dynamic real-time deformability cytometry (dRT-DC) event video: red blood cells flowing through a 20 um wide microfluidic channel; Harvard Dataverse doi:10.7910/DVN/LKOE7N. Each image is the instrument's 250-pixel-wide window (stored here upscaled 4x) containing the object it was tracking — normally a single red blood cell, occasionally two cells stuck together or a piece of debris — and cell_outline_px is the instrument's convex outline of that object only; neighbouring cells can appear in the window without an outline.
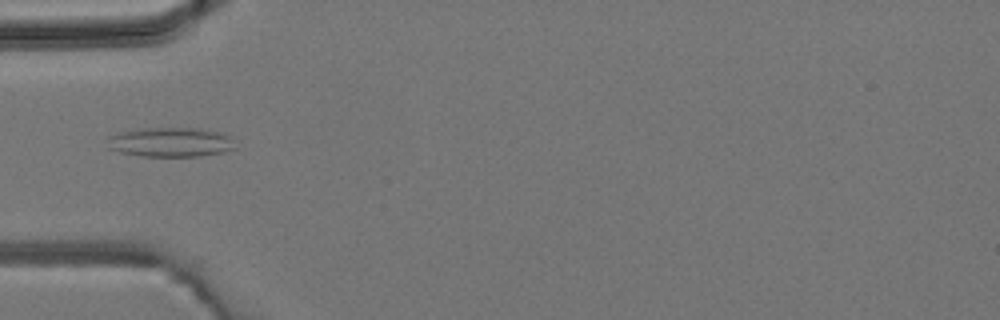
{"species": "common noctule bat (a hibernating species)", "species_latin": "Nyctalus noctula", "temperature_condition": "room temperature", "stored_images_in_passage": 4, "camera_frame_rate_fps": 3000, "um_per_image_px": 0.085, "animal": {"sex": "male", "body_mass_g": 19.2, "forearm_length_mm": 51.8}, "frame": {"image": 1, "passage_image": 4, "time_ms": 4.333, "image_size_px": [1000, 320], "cell_outline_px": [[236, 148], [224, 152], [200, 156], [140, 156], [120, 152], [108, 148], [108, 136], [120, 132], [140, 128], [200, 128], [220, 132], [228, 136]], "centroid_in_image_um": [14.47, 12.08], "position_along_channel_um": 70.5, "area_um2": 21.96}}